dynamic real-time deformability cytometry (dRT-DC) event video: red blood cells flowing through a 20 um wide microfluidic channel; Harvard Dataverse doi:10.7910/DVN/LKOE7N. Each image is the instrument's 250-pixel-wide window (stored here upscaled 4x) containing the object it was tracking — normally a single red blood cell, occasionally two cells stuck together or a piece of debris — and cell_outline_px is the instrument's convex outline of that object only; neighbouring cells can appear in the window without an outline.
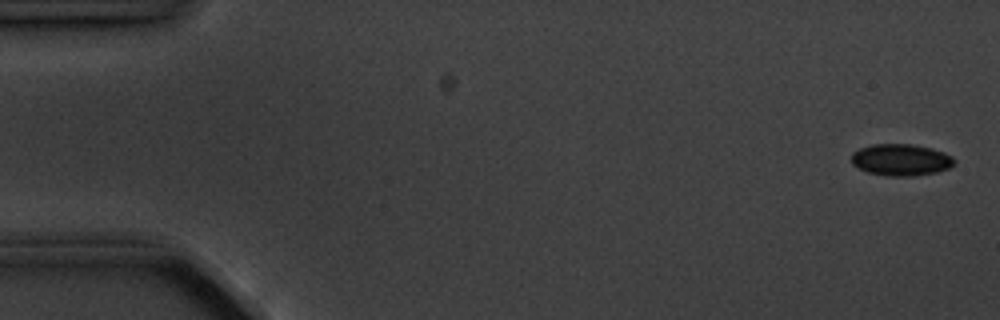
{"species": "common noctule bat (a hibernating species)", "species_latin": "Nyctalus noctula", "temperature_condition": "cold", "stored_images_in_passage": 5, "camera_frame_rate_fps": 3000, "um_per_image_px": 0.085, "animal": {"sex": "male", "body_mass_g": 20.1, "forearm_length_mm": 53.5}, "frame": {"image": 1, "passage_image": 1, "time_ms": 0.0, "image_size_px": [1000, 320], "cell_outline_px": [[956, 164], [948, 168], [936, 172], [912, 176], [888, 176], [868, 172], [852, 164], [852, 152], [860, 148], [872, 144], [912, 144], [932, 148], [944, 152], [952, 156], [956, 160]], "centroid_in_image_um": [76.61, 13.58], "position_along_channel_um": 8.4, "area_um2": 19.07}}